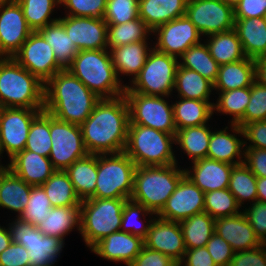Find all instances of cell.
Instances as JSON below:
<instances>
[{
    "label": "cell",
    "mask_w": 266,
    "mask_h": 266,
    "mask_svg": "<svg viewBox=\"0 0 266 266\" xmlns=\"http://www.w3.org/2000/svg\"><path fill=\"white\" fill-rule=\"evenodd\" d=\"M191 163H193L192 168L190 166L188 169L184 168L185 175L204 193L228 188L234 165L210 158Z\"/></svg>",
    "instance_id": "cell-23"
},
{
    "label": "cell",
    "mask_w": 266,
    "mask_h": 266,
    "mask_svg": "<svg viewBox=\"0 0 266 266\" xmlns=\"http://www.w3.org/2000/svg\"><path fill=\"white\" fill-rule=\"evenodd\" d=\"M213 104V112L232 116L230 123L244 126V114L250 100V87H243L226 92H218Z\"/></svg>",
    "instance_id": "cell-41"
},
{
    "label": "cell",
    "mask_w": 266,
    "mask_h": 266,
    "mask_svg": "<svg viewBox=\"0 0 266 266\" xmlns=\"http://www.w3.org/2000/svg\"><path fill=\"white\" fill-rule=\"evenodd\" d=\"M257 177L244 164L232 168L228 189L236 198L238 205L243 207L244 202L254 203L257 200Z\"/></svg>",
    "instance_id": "cell-43"
},
{
    "label": "cell",
    "mask_w": 266,
    "mask_h": 266,
    "mask_svg": "<svg viewBox=\"0 0 266 266\" xmlns=\"http://www.w3.org/2000/svg\"><path fill=\"white\" fill-rule=\"evenodd\" d=\"M225 4L235 7L241 0H222Z\"/></svg>",
    "instance_id": "cell-64"
},
{
    "label": "cell",
    "mask_w": 266,
    "mask_h": 266,
    "mask_svg": "<svg viewBox=\"0 0 266 266\" xmlns=\"http://www.w3.org/2000/svg\"><path fill=\"white\" fill-rule=\"evenodd\" d=\"M67 69L57 72L44 88V111L68 123L81 125L100 100Z\"/></svg>",
    "instance_id": "cell-2"
},
{
    "label": "cell",
    "mask_w": 266,
    "mask_h": 266,
    "mask_svg": "<svg viewBox=\"0 0 266 266\" xmlns=\"http://www.w3.org/2000/svg\"><path fill=\"white\" fill-rule=\"evenodd\" d=\"M129 108V124L151 127L172 135L176 134L173 107L164 96L125 92Z\"/></svg>",
    "instance_id": "cell-11"
},
{
    "label": "cell",
    "mask_w": 266,
    "mask_h": 266,
    "mask_svg": "<svg viewBox=\"0 0 266 266\" xmlns=\"http://www.w3.org/2000/svg\"><path fill=\"white\" fill-rule=\"evenodd\" d=\"M152 33L153 31L141 18L119 25H107L108 50L138 41H148Z\"/></svg>",
    "instance_id": "cell-42"
},
{
    "label": "cell",
    "mask_w": 266,
    "mask_h": 266,
    "mask_svg": "<svg viewBox=\"0 0 266 266\" xmlns=\"http://www.w3.org/2000/svg\"><path fill=\"white\" fill-rule=\"evenodd\" d=\"M43 110L18 107L0 108V158L6 151L10 160L25 149L32 121Z\"/></svg>",
    "instance_id": "cell-13"
},
{
    "label": "cell",
    "mask_w": 266,
    "mask_h": 266,
    "mask_svg": "<svg viewBox=\"0 0 266 266\" xmlns=\"http://www.w3.org/2000/svg\"><path fill=\"white\" fill-rule=\"evenodd\" d=\"M206 38L204 42L208 46L211 56L219 65L247 58L234 28L209 35Z\"/></svg>",
    "instance_id": "cell-34"
},
{
    "label": "cell",
    "mask_w": 266,
    "mask_h": 266,
    "mask_svg": "<svg viewBox=\"0 0 266 266\" xmlns=\"http://www.w3.org/2000/svg\"><path fill=\"white\" fill-rule=\"evenodd\" d=\"M13 58L46 84L64 68L57 62L53 49L38 32H32Z\"/></svg>",
    "instance_id": "cell-15"
},
{
    "label": "cell",
    "mask_w": 266,
    "mask_h": 266,
    "mask_svg": "<svg viewBox=\"0 0 266 266\" xmlns=\"http://www.w3.org/2000/svg\"><path fill=\"white\" fill-rule=\"evenodd\" d=\"M29 28L35 32L59 18H51L60 0H18ZM57 6V7H56Z\"/></svg>",
    "instance_id": "cell-44"
},
{
    "label": "cell",
    "mask_w": 266,
    "mask_h": 266,
    "mask_svg": "<svg viewBox=\"0 0 266 266\" xmlns=\"http://www.w3.org/2000/svg\"><path fill=\"white\" fill-rule=\"evenodd\" d=\"M179 223L186 249L205 247L215 233V219L206 212L195 214Z\"/></svg>",
    "instance_id": "cell-39"
},
{
    "label": "cell",
    "mask_w": 266,
    "mask_h": 266,
    "mask_svg": "<svg viewBox=\"0 0 266 266\" xmlns=\"http://www.w3.org/2000/svg\"><path fill=\"white\" fill-rule=\"evenodd\" d=\"M214 102L179 98L172 103L176 130L207 124L213 117Z\"/></svg>",
    "instance_id": "cell-32"
},
{
    "label": "cell",
    "mask_w": 266,
    "mask_h": 266,
    "mask_svg": "<svg viewBox=\"0 0 266 266\" xmlns=\"http://www.w3.org/2000/svg\"><path fill=\"white\" fill-rule=\"evenodd\" d=\"M185 15L203 37L234 28V8L222 0H188Z\"/></svg>",
    "instance_id": "cell-14"
},
{
    "label": "cell",
    "mask_w": 266,
    "mask_h": 266,
    "mask_svg": "<svg viewBox=\"0 0 266 266\" xmlns=\"http://www.w3.org/2000/svg\"><path fill=\"white\" fill-rule=\"evenodd\" d=\"M139 0H107L105 15L107 25H119L139 18Z\"/></svg>",
    "instance_id": "cell-49"
},
{
    "label": "cell",
    "mask_w": 266,
    "mask_h": 266,
    "mask_svg": "<svg viewBox=\"0 0 266 266\" xmlns=\"http://www.w3.org/2000/svg\"><path fill=\"white\" fill-rule=\"evenodd\" d=\"M174 144L175 135L129 124L124 152L136 166H165L178 163L173 151Z\"/></svg>",
    "instance_id": "cell-6"
},
{
    "label": "cell",
    "mask_w": 266,
    "mask_h": 266,
    "mask_svg": "<svg viewBox=\"0 0 266 266\" xmlns=\"http://www.w3.org/2000/svg\"><path fill=\"white\" fill-rule=\"evenodd\" d=\"M144 246V239L128 232H115L102 238L91 251L107 261L129 266Z\"/></svg>",
    "instance_id": "cell-21"
},
{
    "label": "cell",
    "mask_w": 266,
    "mask_h": 266,
    "mask_svg": "<svg viewBox=\"0 0 266 266\" xmlns=\"http://www.w3.org/2000/svg\"><path fill=\"white\" fill-rule=\"evenodd\" d=\"M32 32L18 2L0 5V57H13Z\"/></svg>",
    "instance_id": "cell-18"
},
{
    "label": "cell",
    "mask_w": 266,
    "mask_h": 266,
    "mask_svg": "<svg viewBox=\"0 0 266 266\" xmlns=\"http://www.w3.org/2000/svg\"><path fill=\"white\" fill-rule=\"evenodd\" d=\"M257 200L266 203V177H257Z\"/></svg>",
    "instance_id": "cell-63"
},
{
    "label": "cell",
    "mask_w": 266,
    "mask_h": 266,
    "mask_svg": "<svg viewBox=\"0 0 266 266\" xmlns=\"http://www.w3.org/2000/svg\"><path fill=\"white\" fill-rule=\"evenodd\" d=\"M129 123V108L124 95L100 99L89 117L80 125L87 152H124Z\"/></svg>",
    "instance_id": "cell-1"
},
{
    "label": "cell",
    "mask_w": 266,
    "mask_h": 266,
    "mask_svg": "<svg viewBox=\"0 0 266 266\" xmlns=\"http://www.w3.org/2000/svg\"><path fill=\"white\" fill-rule=\"evenodd\" d=\"M181 168L178 167V163L165 166H136L130 200L157 215L185 176V170Z\"/></svg>",
    "instance_id": "cell-5"
},
{
    "label": "cell",
    "mask_w": 266,
    "mask_h": 266,
    "mask_svg": "<svg viewBox=\"0 0 266 266\" xmlns=\"http://www.w3.org/2000/svg\"><path fill=\"white\" fill-rule=\"evenodd\" d=\"M179 59L181 67L194 70L213 84L215 83L220 65L211 56L205 42L189 47Z\"/></svg>",
    "instance_id": "cell-40"
},
{
    "label": "cell",
    "mask_w": 266,
    "mask_h": 266,
    "mask_svg": "<svg viewBox=\"0 0 266 266\" xmlns=\"http://www.w3.org/2000/svg\"><path fill=\"white\" fill-rule=\"evenodd\" d=\"M154 215L156 216L155 213L149 211L143 205L138 204L129 199L126 201L123 207L120 231L128 232L132 235H136V236L141 237L142 239H145L147 237L149 227L155 218ZM141 216L145 218H141ZM146 216H149L150 219H146ZM140 218L146 221L144 222ZM135 219H138L137 220L139 221L137 222V224L139 223L138 225L135 224L136 223Z\"/></svg>",
    "instance_id": "cell-45"
},
{
    "label": "cell",
    "mask_w": 266,
    "mask_h": 266,
    "mask_svg": "<svg viewBox=\"0 0 266 266\" xmlns=\"http://www.w3.org/2000/svg\"><path fill=\"white\" fill-rule=\"evenodd\" d=\"M144 246L165 254L179 264L186 251L180 223L155 216L144 239Z\"/></svg>",
    "instance_id": "cell-20"
},
{
    "label": "cell",
    "mask_w": 266,
    "mask_h": 266,
    "mask_svg": "<svg viewBox=\"0 0 266 266\" xmlns=\"http://www.w3.org/2000/svg\"><path fill=\"white\" fill-rule=\"evenodd\" d=\"M245 207H243L242 212L246 215L256 236L262 243L266 244V203L256 200L248 208Z\"/></svg>",
    "instance_id": "cell-52"
},
{
    "label": "cell",
    "mask_w": 266,
    "mask_h": 266,
    "mask_svg": "<svg viewBox=\"0 0 266 266\" xmlns=\"http://www.w3.org/2000/svg\"><path fill=\"white\" fill-rule=\"evenodd\" d=\"M256 76L255 80L266 87V57L255 60Z\"/></svg>",
    "instance_id": "cell-61"
},
{
    "label": "cell",
    "mask_w": 266,
    "mask_h": 266,
    "mask_svg": "<svg viewBox=\"0 0 266 266\" xmlns=\"http://www.w3.org/2000/svg\"><path fill=\"white\" fill-rule=\"evenodd\" d=\"M242 130L244 134V148L266 149V121L250 122L245 124Z\"/></svg>",
    "instance_id": "cell-55"
},
{
    "label": "cell",
    "mask_w": 266,
    "mask_h": 266,
    "mask_svg": "<svg viewBox=\"0 0 266 266\" xmlns=\"http://www.w3.org/2000/svg\"><path fill=\"white\" fill-rule=\"evenodd\" d=\"M12 243L10 231L7 227L0 225V253H2Z\"/></svg>",
    "instance_id": "cell-62"
},
{
    "label": "cell",
    "mask_w": 266,
    "mask_h": 266,
    "mask_svg": "<svg viewBox=\"0 0 266 266\" xmlns=\"http://www.w3.org/2000/svg\"><path fill=\"white\" fill-rule=\"evenodd\" d=\"M136 164L125 153L97 154V182L91 198L130 199Z\"/></svg>",
    "instance_id": "cell-8"
},
{
    "label": "cell",
    "mask_w": 266,
    "mask_h": 266,
    "mask_svg": "<svg viewBox=\"0 0 266 266\" xmlns=\"http://www.w3.org/2000/svg\"><path fill=\"white\" fill-rule=\"evenodd\" d=\"M28 250L18 243H11L0 253V266H29Z\"/></svg>",
    "instance_id": "cell-57"
},
{
    "label": "cell",
    "mask_w": 266,
    "mask_h": 266,
    "mask_svg": "<svg viewBox=\"0 0 266 266\" xmlns=\"http://www.w3.org/2000/svg\"><path fill=\"white\" fill-rule=\"evenodd\" d=\"M178 266H216V264L205 246L186 249L184 257Z\"/></svg>",
    "instance_id": "cell-60"
},
{
    "label": "cell",
    "mask_w": 266,
    "mask_h": 266,
    "mask_svg": "<svg viewBox=\"0 0 266 266\" xmlns=\"http://www.w3.org/2000/svg\"><path fill=\"white\" fill-rule=\"evenodd\" d=\"M37 228L42 234L60 238L65 243L66 235L73 229L80 231V206L52 207Z\"/></svg>",
    "instance_id": "cell-33"
},
{
    "label": "cell",
    "mask_w": 266,
    "mask_h": 266,
    "mask_svg": "<svg viewBox=\"0 0 266 266\" xmlns=\"http://www.w3.org/2000/svg\"><path fill=\"white\" fill-rule=\"evenodd\" d=\"M50 114L42 111L33 121L29 129L25 150L49 157L51 151Z\"/></svg>",
    "instance_id": "cell-46"
},
{
    "label": "cell",
    "mask_w": 266,
    "mask_h": 266,
    "mask_svg": "<svg viewBox=\"0 0 266 266\" xmlns=\"http://www.w3.org/2000/svg\"><path fill=\"white\" fill-rule=\"evenodd\" d=\"M204 199V212L214 219L231 217L242 212L236 198L228 188L209 191L205 193Z\"/></svg>",
    "instance_id": "cell-47"
},
{
    "label": "cell",
    "mask_w": 266,
    "mask_h": 266,
    "mask_svg": "<svg viewBox=\"0 0 266 266\" xmlns=\"http://www.w3.org/2000/svg\"><path fill=\"white\" fill-rule=\"evenodd\" d=\"M51 208L44 188L41 185L32 186L28 203L19 219L37 227L45 220Z\"/></svg>",
    "instance_id": "cell-48"
},
{
    "label": "cell",
    "mask_w": 266,
    "mask_h": 266,
    "mask_svg": "<svg viewBox=\"0 0 266 266\" xmlns=\"http://www.w3.org/2000/svg\"><path fill=\"white\" fill-rule=\"evenodd\" d=\"M127 200L129 199L82 200L79 233L89 249L107 235L120 231L123 207Z\"/></svg>",
    "instance_id": "cell-7"
},
{
    "label": "cell",
    "mask_w": 266,
    "mask_h": 266,
    "mask_svg": "<svg viewBox=\"0 0 266 266\" xmlns=\"http://www.w3.org/2000/svg\"><path fill=\"white\" fill-rule=\"evenodd\" d=\"M53 49L57 62L66 69L79 52L63 24L57 20L38 31Z\"/></svg>",
    "instance_id": "cell-37"
},
{
    "label": "cell",
    "mask_w": 266,
    "mask_h": 266,
    "mask_svg": "<svg viewBox=\"0 0 266 266\" xmlns=\"http://www.w3.org/2000/svg\"><path fill=\"white\" fill-rule=\"evenodd\" d=\"M256 62L249 57L237 62L219 66L214 91L226 92L243 87H251L255 81Z\"/></svg>",
    "instance_id": "cell-30"
},
{
    "label": "cell",
    "mask_w": 266,
    "mask_h": 266,
    "mask_svg": "<svg viewBox=\"0 0 266 266\" xmlns=\"http://www.w3.org/2000/svg\"><path fill=\"white\" fill-rule=\"evenodd\" d=\"M66 69L101 99L125 93L127 84L119 80L108 49L81 50Z\"/></svg>",
    "instance_id": "cell-3"
},
{
    "label": "cell",
    "mask_w": 266,
    "mask_h": 266,
    "mask_svg": "<svg viewBox=\"0 0 266 266\" xmlns=\"http://www.w3.org/2000/svg\"><path fill=\"white\" fill-rule=\"evenodd\" d=\"M243 163L256 177H266V149L244 148Z\"/></svg>",
    "instance_id": "cell-58"
},
{
    "label": "cell",
    "mask_w": 266,
    "mask_h": 266,
    "mask_svg": "<svg viewBox=\"0 0 266 266\" xmlns=\"http://www.w3.org/2000/svg\"><path fill=\"white\" fill-rule=\"evenodd\" d=\"M50 135L52 147L49 159L56 170L65 171L88 154L80 125L61 121L50 114Z\"/></svg>",
    "instance_id": "cell-12"
},
{
    "label": "cell",
    "mask_w": 266,
    "mask_h": 266,
    "mask_svg": "<svg viewBox=\"0 0 266 266\" xmlns=\"http://www.w3.org/2000/svg\"><path fill=\"white\" fill-rule=\"evenodd\" d=\"M204 197L205 193L185 175L156 216L163 220L180 222L204 212Z\"/></svg>",
    "instance_id": "cell-17"
},
{
    "label": "cell",
    "mask_w": 266,
    "mask_h": 266,
    "mask_svg": "<svg viewBox=\"0 0 266 266\" xmlns=\"http://www.w3.org/2000/svg\"><path fill=\"white\" fill-rule=\"evenodd\" d=\"M58 20L78 51L108 49L107 23L103 18L65 15Z\"/></svg>",
    "instance_id": "cell-19"
},
{
    "label": "cell",
    "mask_w": 266,
    "mask_h": 266,
    "mask_svg": "<svg viewBox=\"0 0 266 266\" xmlns=\"http://www.w3.org/2000/svg\"><path fill=\"white\" fill-rule=\"evenodd\" d=\"M174 90L178 92L177 98L210 102L214 84L198 72L178 65Z\"/></svg>",
    "instance_id": "cell-35"
},
{
    "label": "cell",
    "mask_w": 266,
    "mask_h": 266,
    "mask_svg": "<svg viewBox=\"0 0 266 266\" xmlns=\"http://www.w3.org/2000/svg\"><path fill=\"white\" fill-rule=\"evenodd\" d=\"M4 165H0V208L16 212L15 217L19 218L28 203L32 185Z\"/></svg>",
    "instance_id": "cell-26"
},
{
    "label": "cell",
    "mask_w": 266,
    "mask_h": 266,
    "mask_svg": "<svg viewBox=\"0 0 266 266\" xmlns=\"http://www.w3.org/2000/svg\"><path fill=\"white\" fill-rule=\"evenodd\" d=\"M229 266H266V244L235 252Z\"/></svg>",
    "instance_id": "cell-54"
},
{
    "label": "cell",
    "mask_w": 266,
    "mask_h": 266,
    "mask_svg": "<svg viewBox=\"0 0 266 266\" xmlns=\"http://www.w3.org/2000/svg\"><path fill=\"white\" fill-rule=\"evenodd\" d=\"M129 266H178L170 257L143 246Z\"/></svg>",
    "instance_id": "cell-56"
},
{
    "label": "cell",
    "mask_w": 266,
    "mask_h": 266,
    "mask_svg": "<svg viewBox=\"0 0 266 266\" xmlns=\"http://www.w3.org/2000/svg\"><path fill=\"white\" fill-rule=\"evenodd\" d=\"M254 121H266V87L256 80L250 87V100L244 114V125Z\"/></svg>",
    "instance_id": "cell-51"
},
{
    "label": "cell",
    "mask_w": 266,
    "mask_h": 266,
    "mask_svg": "<svg viewBox=\"0 0 266 266\" xmlns=\"http://www.w3.org/2000/svg\"><path fill=\"white\" fill-rule=\"evenodd\" d=\"M152 35L156 36L153 47L157 51L177 59L189 47L199 44L202 41L201 34L186 15L158 26Z\"/></svg>",
    "instance_id": "cell-16"
},
{
    "label": "cell",
    "mask_w": 266,
    "mask_h": 266,
    "mask_svg": "<svg viewBox=\"0 0 266 266\" xmlns=\"http://www.w3.org/2000/svg\"><path fill=\"white\" fill-rule=\"evenodd\" d=\"M13 243L23 245L29 253V266H50L57 262L64 242L57 237L46 236L34 225L15 218L8 224Z\"/></svg>",
    "instance_id": "cell-10"
},
{
    "label": "cell",
    "mask_w": 266,
    "mask_h": 266,
    "mask_svg": "<svg viewBox=\"0 0 266 266\" xmlns=\"http://www.w3.org/2000/svg\"><path fill=\"white\" fill-rule=\"evenodd\" d=\"M68 174L74 190L80 200L91 198L95 194L97 182V154L88 153L70 165Z\"/></svg>",
    "instance_id": "cell-31"
},
{
    "label": "cell",
    "mask_w": 266,
    "mask_h": 266,
    "mask_svg": "<svg viewBox=\"0 0 266 266\" xmlns=\"http://www.w3.org/2000/svg\"><path fill=\"white\" fill-rule=\"evenodd\" d=\"M234 29L247 57H266V21L264 17L235 19Z\"/></svg>",
    "instance_id": "cell-28"
},
{
    "label": "cell",
    "mask_w": 266,
    "mask_h": 266,
    "mask_svg": "<svg viewBox=\"0 0 266 266\" xmlns=\"http://www.w3.org/2000/svg\"><path fill=\"white\" fill-rule=\"evenodd\" d=\"M178 65L179 59L153 47L139 74L130 82V86L126 85L125 92L168 98L174 90Z\"/></svg>",
    "instance_id": "cell-9"
},
{
    "label": "cell",
    "mask_w": 266,
    "mask_h": 266,
    "mask_svg": "<svg viewBox=\"0 0 266 266\" xmlns=\"http://www.w3.org/2000/svg\"><path fill=\"white\" fill-rule=\"evenodd\" d=\"M149 41H138L127 45L116 46L110 51L112 63L120 80V74L123 76H131L130 82L139 74L145 65L149 52L153 49V45L148 44ZM150 47V48H149Z\"/></svg>",
    "instance_id": "cell-27"
},
{
    "label": "cell",
    "mask_w": 266,
    "mask_h": 266,
    "mask_svg": "<svg viewBox=\"0 0 266 266\" xmlns=\"http://www.w3.org/2000/svg\"><path fill=\"white\" fill-rule=\"evenodd\" d=\"M209 124L186 127L176 131L175 145H179L183 154H187L192 162L207 158L212 130Z\"/></svg>",
    "instance_id": "cell-36"
},
{
    "label": "cell",
    "mask_w": 266,
    "mask_h": 266,
    "mask_svg": "<svg viewBox=\"0 0 266 266\" xmlns=\"http://www.w3.org/2000/svg\"><path fill=\"white\" fill-rule=\"evenodd\" d=\"M44 88L13 57H0V108L44 109Z\"/></svg>",
    "instance_id": "cell-4"
},
{
    "label": "cell",
    "mask_w": 266,
    "mask_h": 266,
    "mask_svg": "<svg viewBox=\"0 0 266 266\" xmlns=\"http://www.w3.org/2000/svg\"><path fill=\"white\" fill-rule=\"evenodd\" d=\"M187 1L188 0H139V18L154 31L158 26L185 16Z\"/></svg>",
    "instance_id": "cell-29"
},
{
    "label": "cell",
    "mask_w": 266,
    "mask_h": 266,
    "mask_svg": "<svg viewBox=\"0 0 266 266\" xmlns=\"http://www.w3.org/2000/svg\"><path fill=\"white\" fill-rule=\"evenodd\" d=\"M52 207L80 206L81 200L77 196L68 174L63 170H56L41 185Z\"/></svg>",
    "instance_id": "cell-38"
},
{
    "label": "cell",
    "mask_w": 266,
    "mask_h": 266,
    "mask_svg": "<svg viewBox=\"0 0 266 266\" xmlns=\"http://www.w3.org/2000/svg\"><path fill=\"white\" fill-rule=\"evenodd\" d=\"M215 233L229 243L234 252L250 250L263 244L243 212L215 219Z\"/></svg>",
    "instance_id": "cell-24"
},
{
    "label": "cell",
    "mask_w": 266,
    "mask_h": 266,
    "mask_svg": "<svg viewBox=\"0 0 266 266\" xmlns=\"http://www.w3.org/2000/svg\"><path fill=\"white\" fill-rule=\"evenodd\" d=\"M107 0H60L65 15L74 17L103 18ZM68 9V11H67Z\"/></svg>",
    "instance_id": "cell-50"
},
{
    "label": "cell",
    "mask_w": 266,
    "mask_h": 266,
    "mask_svg": "<svg viewBox=\"0 0 266 266\" xmlns=\"http://www.w3.org/2000/svg\"><path fill=\"white\" fill-rule=\"evenodd\" d=\"M229 131L224 129L212 131L207 151V158L225 162L231 165H239L244 161V134L242 128L237 124L230 123ZM229 132V133H228ZM241 138H238L237 137Z\"/></svg>",
    "instance_id": "cell-22"
},
{
    "label": "cell",
    "mask_w": 266,
    "mask_h": 266,
    "mask_svg": "<svg viewBox=\"0 0 266 266\" xmlns=\"http://www.w3.org/2000/svg\"><path fill=\"white\" fill-rule=\"evenodd\" d=\"M206 249L216 266H229L235 253L231 245L217 233H214L209 239Z\"/></svg>",
    "instance_id": "cell-53"
},
{
    "label": "cell",
    "mask_w": 266,
    "mask_h": 266,
    "mask_svg": "<svg viewBox=\"0 0 266 266\" xmlns=\"http://www.w3.org/2000/svg\"><path fill=\"white\" fill-rule=\"evenodd\" d=\"M266 16V0H241L234 7L235 19H247Z\"/></svg>",
    "instance_id": "cell-59"
},
{
    "label": "cell",
    "mask_w": 266,
    "mask_h": 266,
    "mask_svg": "<svg viewBox=\"0 0 266 266\" xmlns=\"http://www.w3.org/2000/svg\"><path fill=\"white\" fill-rule=\"evenodd\" d=\"M8 162L5 166L32 186L42 185L56 171L49 157L25 149Z\"/></svg>",
    "instance_id": "cell-25"
},
{
    "label": "cell",
    "mask_w": 266,
    "mask_h": 266,
    "mask_svg": "<svg viewBox=\"0 0 266 266\" xmlns=\"http://www.w3.org/2000/svg\"><path fill=\"white\" fill-rule=\"evenodd\" d=\"M18 0H0V5L1 4H12L16 3Z\"/></svg>",
    "instance_id": "cell-65"
}]
</instances>
